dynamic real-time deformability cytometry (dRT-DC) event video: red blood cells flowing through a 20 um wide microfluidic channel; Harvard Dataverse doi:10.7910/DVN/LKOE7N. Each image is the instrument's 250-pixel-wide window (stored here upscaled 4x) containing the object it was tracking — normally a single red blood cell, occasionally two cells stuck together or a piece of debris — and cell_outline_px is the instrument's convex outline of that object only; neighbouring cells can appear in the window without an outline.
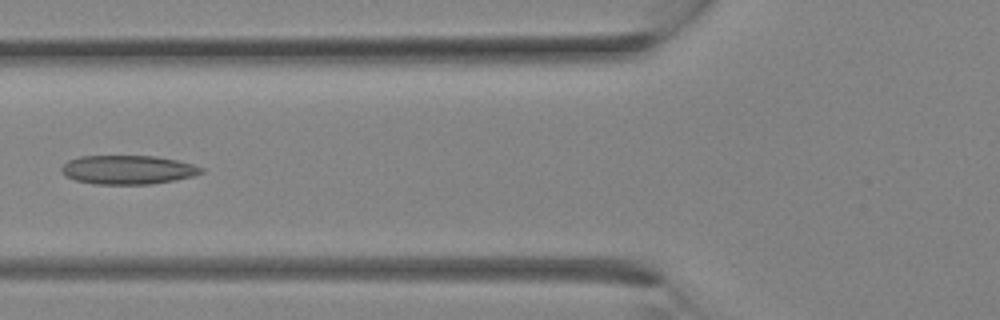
{"species": "Egyptian fruit bat (a non-hibernating species)", "species_latin": "Rousettus aegyptiacus", "temperature_condition": "room temperature", "stored_images_in_passage": 29, "camera_frame_rate_fps": 3000, "um_per_image_px": 0.085, "animal": {"sex": "female"}, "frame": {"image": 1, "passage_image": 11, "time_ms": 3.333, "image_size_px": [1000, 320], "cell_outline_px": [[204, 172], [192, 176], [176, 180], [148, 184], [96, 184], [76, 180], [64, 176], [60, 168], [68, 160], [80, 156], [156, 156], [176, 160], [192, 164], [204, 168]], "centroid_in_image_um": [10.86, 14.43], "position_along_channel_um": 114.9, "area_um2": 23.52}}
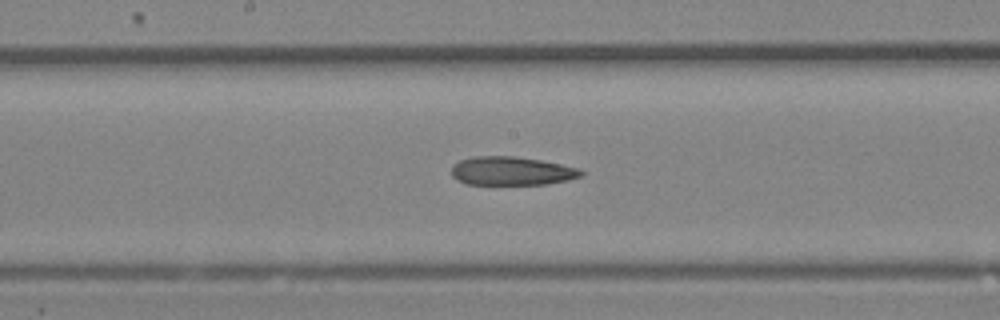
{"frame": {"image": 2, "passage_image": 15, "time_ms": 4.667, "image_size_px": [1000, 320], "cell_outline_px": [[584, 176], [568, 180], [548, 184], [468, 184], [456, 180], [452, 176], [452, 164], [460, 160], [472, 156], [516, 156], [540, 160], [580, 168], [584, 172]], "centroid_in_image_um": [43.5, 14.53], "position_along_channel_um": 204.7, "area_um2": 21.79}}
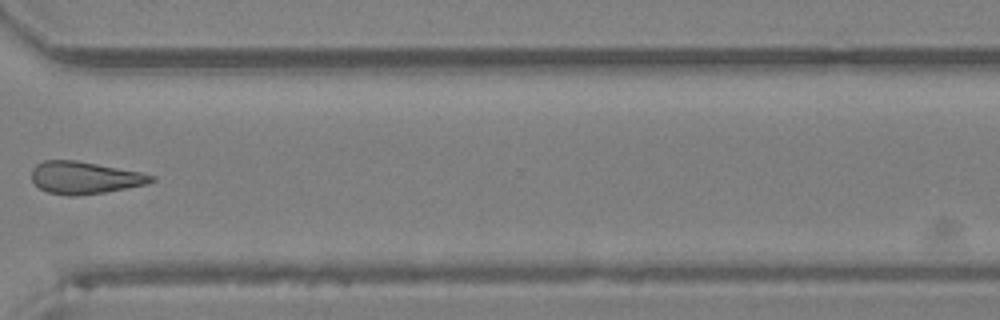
{"frame": {"image": 3, "passage_image": 22, "time_ms": 7.0, "image_size_px": [1000, 320], "cell_outline_px": [[156, 180], [144, 184], [104, 192], [76, 196], [68, 196], [48, 192], [40, 188], [32, 180], [32, 168], [36, 164], [44, 160], [76, 160], [140, 172], [156, 176]], "centroid_in_image_um": [7.17, 15.1], "position_along_channel_um": 363.4, "area_um2": 22.31}}